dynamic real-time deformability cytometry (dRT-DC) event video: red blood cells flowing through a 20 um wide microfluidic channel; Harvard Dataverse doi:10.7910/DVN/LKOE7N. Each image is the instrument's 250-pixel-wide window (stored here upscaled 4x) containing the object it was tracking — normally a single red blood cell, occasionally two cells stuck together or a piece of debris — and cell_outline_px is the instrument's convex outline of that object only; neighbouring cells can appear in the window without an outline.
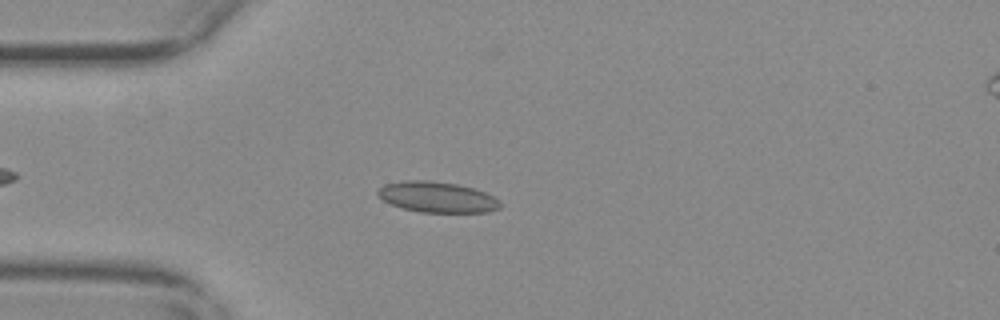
{"species": "common noctule bat (a hibernating species)", "species_latin": "Nyctalus noctula", "temperature_condition": "warm", "stored_images_in_passage": 38, "camera_frame_rate_fps": 3000, "um_per_image_px": 0.085, "animal": {"sex": "female", "body_mass_g": 29.2, "forearm_length_mm": 56.3}, "frame": {"image": 1, "passage_image": 1, "time_ms": 0.0, "image_size_px": [1000, 320], "cell_outline_px": [[504, 204], [500, 208], [488, 212], [420, 212], [404, 208], [392, 204], [384, 200], [376, 192], [384, 184], [404, 180], [432, 180], [456, 184], [476, 188], [500, 200]], "centroid_in_image_um": [37.21, 16.74], "position_along_channel_um": 47.8, "area_um2": 21.96}}
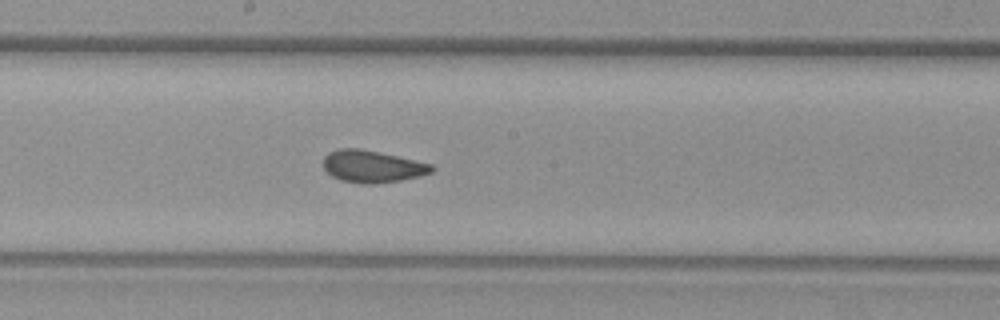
{"frame": {"image": 2, "passage_image": 16, "time_ms": 5.0, "image_size_px": [1000, 320], "cell_outline_px": [[436, 168], [432, 172], [420, 176], [400, 180], [372, 184], [360, 184], [340, 180], [332, 176], [324, 168], [324, 156], [328, 152], [340, 148], [360, 148], [380, 152], [432, 164]], "centroid_in_image_um": [31.64, 14.14], "position_along_channel_um": 216.6, "area_um2": 20.35}}
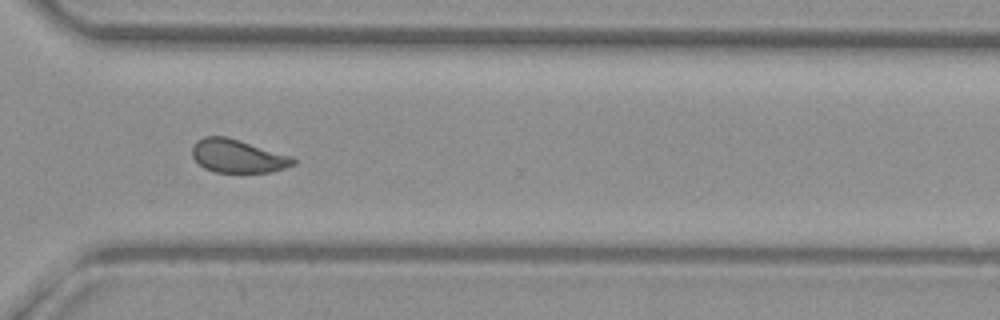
{"frame": {"image": 3, "passage_image": 27, "time_ms": 8.667, "image_size_px": [1000, 320], "cell_outline_px": [[296, 164], [272, 172], [216, 172], [204, 168], [192, 156], [192, 144], [196, 140], [204, 136], [224, 136], [292, 156], [296, 160]], "centroid_in_image_um": [20.19, 13.27], "position_along_channel_um": 350.4, "area_um2": 19.48}, "authors_computed_cell_mechanics": {"area_um2": 20.4612, "velocity_mm_per_s": 3.6555, "shape_relaxation_time_tau1_ms": 9.327, "shape_relaxation_time_tau2_ms": 1.3851, "deformation_change_tau1": 0.1602, "deformation_change_tau2": 0.0563}}